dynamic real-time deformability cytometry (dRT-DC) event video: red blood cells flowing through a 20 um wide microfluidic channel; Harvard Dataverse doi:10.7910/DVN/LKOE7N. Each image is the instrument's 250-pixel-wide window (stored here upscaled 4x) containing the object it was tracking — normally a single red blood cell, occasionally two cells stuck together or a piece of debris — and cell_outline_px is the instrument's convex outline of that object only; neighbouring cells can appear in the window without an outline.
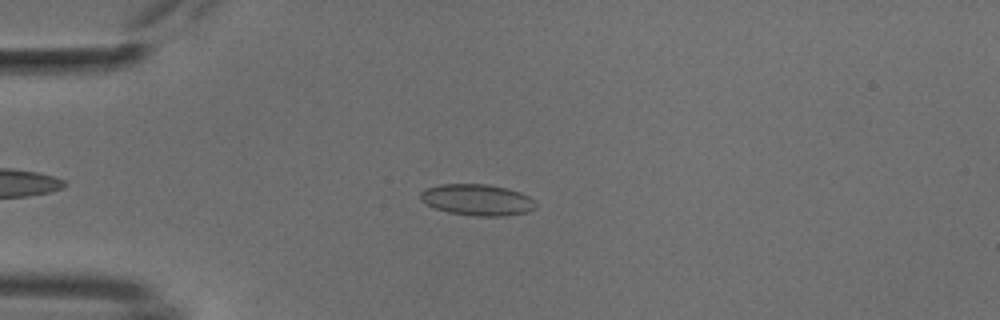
{"species": "common noctule bat (a hibernating species)", "species_latin": "Nyctalus noctula", "temperature_condition": "cold", "stored_images_in_passage": 29, "camera_frame_rate_fps": 3000, "um_per_image_px": 0.085, "animal": {"sex": "male", "body_mass_g": 18.8}, "frame": {"image": 1, "passage_image": 11, "time_ms": 3.333, "image_size_px": [1000, 320], "cell_outline_px": [[536, 208], [528, 212], [504, 216], [472, 216], [448, 212], [436, 208], [420, 200], [420, 192], [424, 188], [440, 184], [488, 184], [520, 192], [528, 196], [536, 204]], "centroid_in_image_um": [40.54, 16.99], "position_along_channel_um": 44.5, "area_um2": 21.04}}
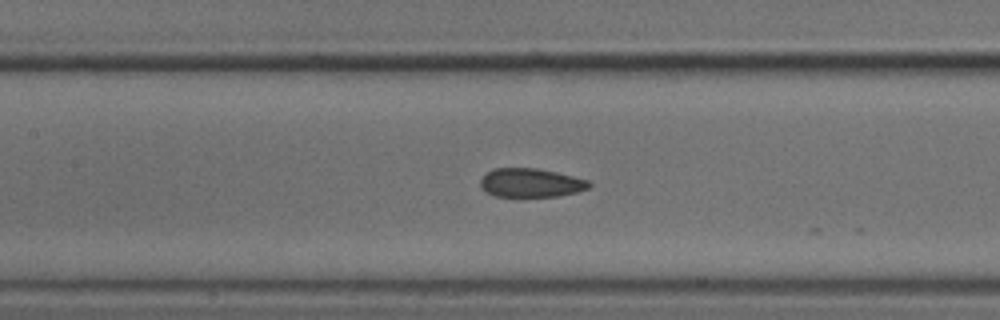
{"frame": {"image": 2, "passage_image": 22, "time_ms": 7.0, "image_size_px": [1000, 320], "cell_outline_px": [[592, 184], [588, 188], [576, 192], [560, 196], [496, 196], [480, 188], [480, 180], [488, 172], [496, 168], [536, 168], [556, 172], [588, 180]], "centroid_in_image_um": [45.13, 15.54], "position_along_channel_um": 162.3, "area_um2": 18.03}}
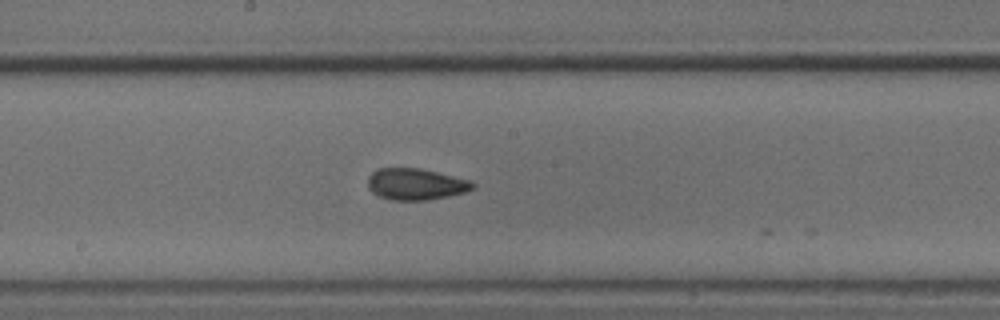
{"frame": {"image": 3, "passage_image": 26, "time_ms": 8.333, "image_size_px": [1000, 320], "cell_outline_px": [[476, 188], [464, 192], [448, 196], [428, 200], [392, 200], [380, 196], [372, 192], [368, 188], [368, 176], [376, 168], [420, 168], [472, 180], [476, 184]], "centroid_in_image_um": [35.36, 15.64], "position_along_channel_um": 212.8, "area_um2": 19.42}}